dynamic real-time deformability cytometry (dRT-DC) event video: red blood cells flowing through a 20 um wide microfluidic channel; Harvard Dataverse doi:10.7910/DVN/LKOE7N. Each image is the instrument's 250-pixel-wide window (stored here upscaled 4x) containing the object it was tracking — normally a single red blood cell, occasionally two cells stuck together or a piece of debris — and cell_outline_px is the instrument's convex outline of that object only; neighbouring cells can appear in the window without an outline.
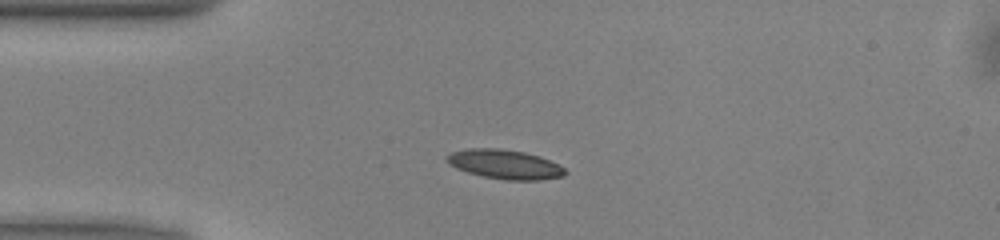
{"species": "common noctule bat (a hibernating species)", "species_latin": "Nyctalus noctula", "temperature_condition": "warm", "stored_images_in_passage": 39, "camera_frame_rate_fps": 3000, "um_per_image_px": 0.085, "animal": {"sex": "male", "body_mass_g": 13.0, "forearm_length_mm": 53.1}, "frame": {"image": 1, "passage_image": 1, "time_ms": 0.0, "image_size_px": [1000, 240], "cell_outline_px": [[568, 172], [564, 176], [540, 180], [508, 180], [484, 176], [468, 172], [456, 168], [444, 160], [444, 156], [452, 152], [468, 148], [500, 148], [524, 152], [540, 156], [560, 164]], "centroid_in_image_um": [42.92, 13.96], "position_along_channel_um": 42.1, "area_um2": 20.35}}
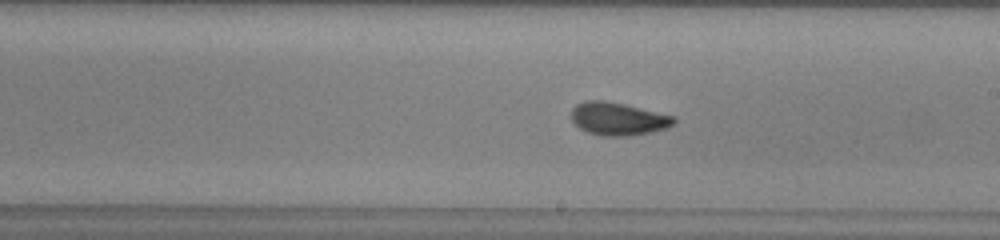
{"frame": {"image": 2, "passage_image": 17, "time_ms": 5.333, "image_size_px": [1000, 240], "cell_outline_px": [[676, 124], [668, 128], [652, 132], [632, 136], [604, 136], [588, 132], [580, 128], [572, 120], [572, 108], [576, 104], [588, 100], [600, 100], [624, 104], [672, 116], [676, 120]], "centroid_in_image_um": [52.55, 10.11], "position_along_channel_um": 236.4, "area_um2": 19.54}}
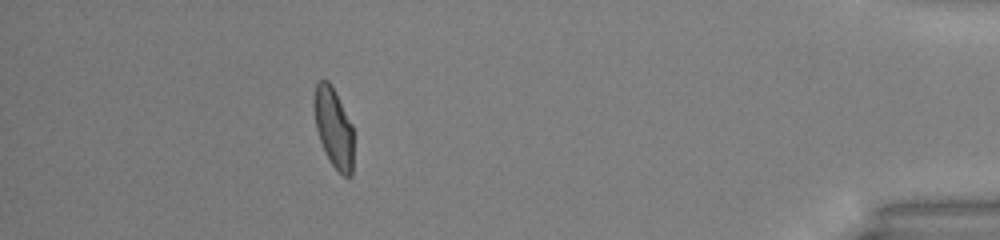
{"frame": {"image": 3, "passage_image": 34, "time_ms": 11.0, "image_size_px": [1000, 240], "cell_outline_px": [[352, 176], [344, 176], [332, 164], [324, 152], [316, 128], [312, 104], [312, 100], [316, 84], [320, 80], [328, 80], [352, 124]], "centroid_in_image_um": [28.32, 10.83], "position_along_channel_um": 406.9, "area_um2": 18.15}, "authors_computed_cell_mechanics": {"area_um2": 19.074, "velocity_mm_per_s": 4.034, "shape_relaxation_time_tau1_ms": 6.7972, "shape_relaxation_time_tau2_ms": 1.3426, "deformation_change_tau1": 0.173, "deformation_change_tau2": 0.0698}}